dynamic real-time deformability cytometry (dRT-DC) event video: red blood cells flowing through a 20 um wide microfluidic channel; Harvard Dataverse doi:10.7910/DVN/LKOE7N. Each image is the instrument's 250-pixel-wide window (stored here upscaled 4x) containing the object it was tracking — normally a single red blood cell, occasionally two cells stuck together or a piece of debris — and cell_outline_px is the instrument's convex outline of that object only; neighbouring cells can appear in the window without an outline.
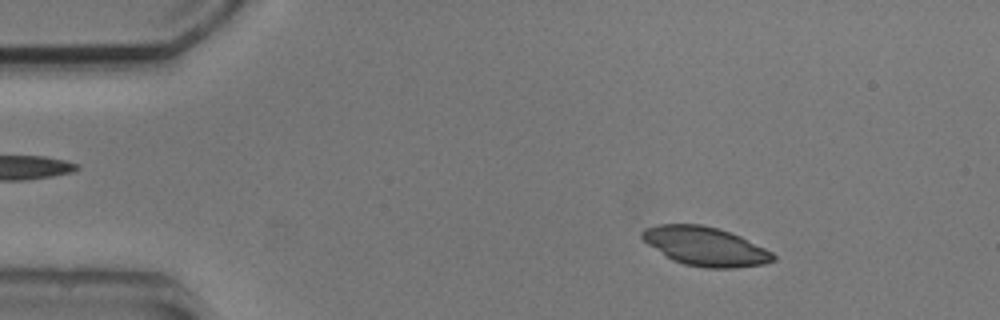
{"species": "common noctule bat (a hibernating species)", "species_latin": "Nyctalus noctula", "temperature_condition": "cold", "stored_images_in_passage": 52, "camera_frame_rate_fps": 3000, "um_per_image_px": 0.085, "animal": {"sex": "male", "body_mass_g": 20.5, "forearm_length_mm": 52.5}, "frame": {"image": 1, "passage_image": 7, "time_ms": 2.0, "image_size_px": [1000, 320], "cell_outline_px": [[776, 260], [764, 264], [736, 268], [704, 268], [684, 264], [672, 260], [648, 244], [640, 236], [640, 232], [644, 228], [660, 224], [700, 224], [716, 228], [740, 236], [772, 252], [776, 256]], "centroid_in_image_um": [59.94, 20.95], "position_along_channel_um": 25.1, "area_um2": 29.59}}
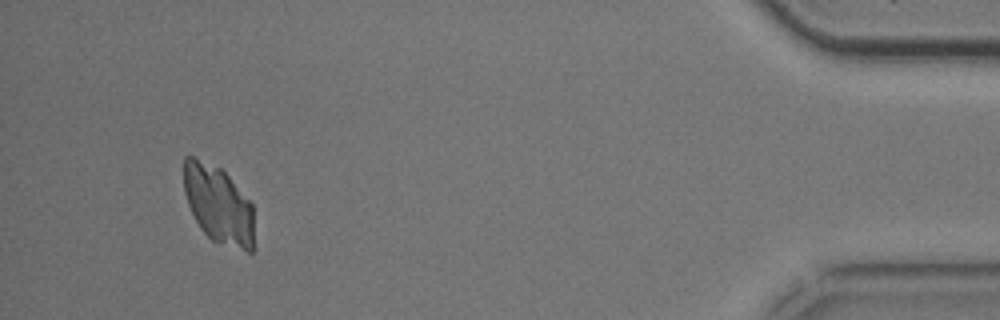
{"frame": {"image": 2, "passage_image": 49, "time_ms": 16.0, "image_size_px": [1000, 320], "cell_outline_px": [[252, 252], [248, 252], [212, 240], [200, 228], [188, 204], [184, 192], [184, 156], [192, 156], [220, 168], [228, 176], [252, 204]], "centroid_in_image_um": [18.53, 17.38], "position_along_channel_um": 416.7, "area_um2": 31.33}}